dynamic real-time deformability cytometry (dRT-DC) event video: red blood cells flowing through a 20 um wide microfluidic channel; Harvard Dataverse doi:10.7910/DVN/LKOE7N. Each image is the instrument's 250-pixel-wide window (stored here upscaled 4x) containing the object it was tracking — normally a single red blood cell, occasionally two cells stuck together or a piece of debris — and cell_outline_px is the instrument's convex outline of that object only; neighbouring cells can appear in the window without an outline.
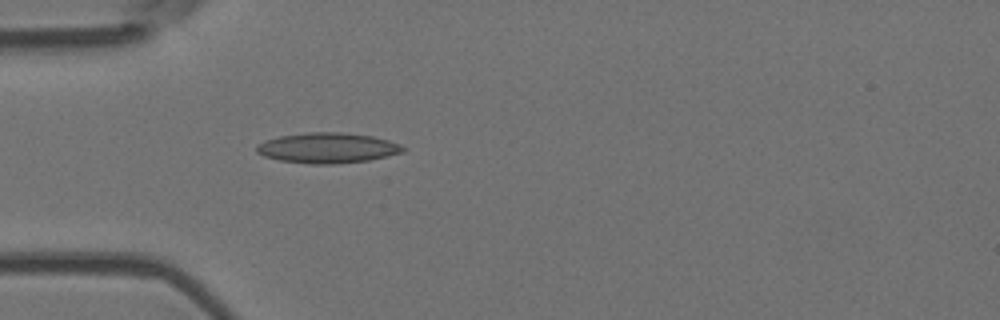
{"species": "Egyptian fruit bat (a non-hibernating species)", "species_latin": "Rousettus aegyptiacus", "temperature_condition": "room temperature", "stored_images_in_passage": 5, "camera_frame_rate_fps": 3000, "um_per_image_px": 0.085, "animal": {"sex": "female"}, "frame": {"image": 1, "passage_image": 5, "time_ms": 1.333, "image_size_px": [1000, 320], "cell_outline_px": [[408, 148], [404, 152], [368, 160], [332, 164], [308, 164], [280, 160], [264, 156], [256, 152], [256, 148], [264, 140], [280, 136], [308, 132], [340, 132], [372, 136], [388, 140], [400, 144]], "centroid_in_image_um": [27.86, 12.57], "position_along_channel_um": 57.1, "area_um2": 25.84}}